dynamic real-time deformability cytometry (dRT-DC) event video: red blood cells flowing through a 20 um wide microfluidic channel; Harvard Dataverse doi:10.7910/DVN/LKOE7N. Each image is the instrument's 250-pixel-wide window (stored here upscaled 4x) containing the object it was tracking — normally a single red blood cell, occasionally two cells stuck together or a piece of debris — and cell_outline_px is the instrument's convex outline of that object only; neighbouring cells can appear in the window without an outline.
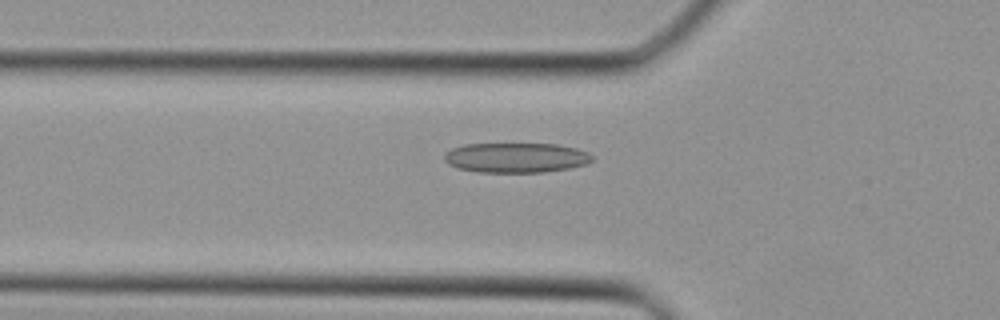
{"species": "Egyptian fruit bat (a non-hibernating species)", "species_latin": "Rousettus aegyptiacus", "temperature_condition": "cold", "stored_images_in_passage": 39, "camera_frame_rate_fps": 3000, "um_per_image_px": 0.085, "animal": {"sex": "female"}, "frame": {"image": 1, "passage_image": 13, "time_ms": 4.0, "image_size_px": [1000, 320], "cell_outline_px": [[592, 160], [584, 164], [572, 168], [544, 172], [476, 172], [456, 168], [448, 164], [444, 160], [444, 156], [452, 148], [464, 144], [556, 144], [576, 148], [588, 152], [592, 156]], "centroid_in_image_um": [43.84, 13.41], "position_along_channel_um": 82.0, "area_um2": 25.78}}
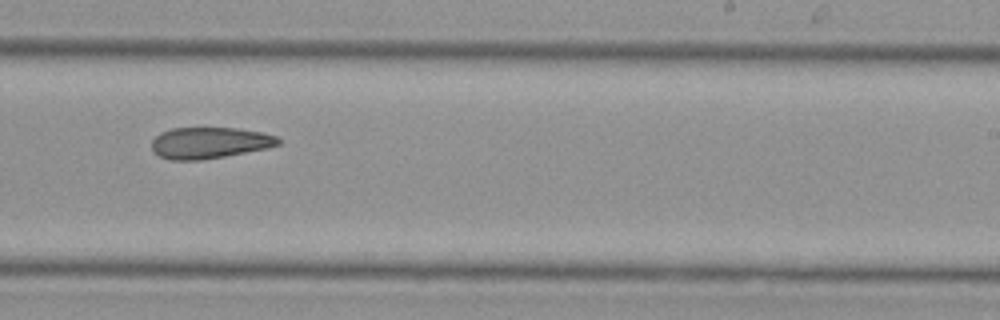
{"frame": {"image": 2, "passage_image": 24, "time_ms": 7.667, "image_size_px": [1000, 320], "cell_outline_px": [[280, 144], [268, 148], [224, 156], [200, 160], [168, 160], [152, 152], [152, 140], [160, 132], [172, 128], [240, 128], [264, 132], [276, 136], [280, 140]], "centroid_in_image_um": [17.8, 12.13], "position_along_channel_um": 271.2, "area_um2": 23.24}}
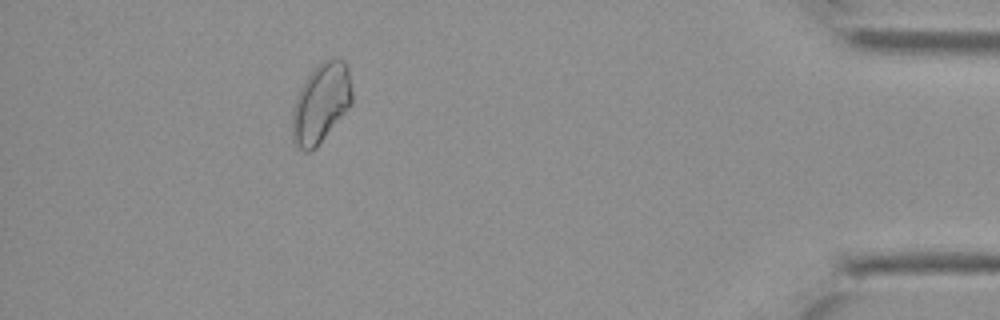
{"frame": {"image": 3, "passage_image": 35, "time_ms": 11.333, "image_size_px": [1000, 320], "cell_outline_px": [[352, 104], [316, 148], [308, 152], [304, 152], [292, 140], [292, 108], [296, 96], [300, 88], [308, 76], [324, 60], [332, 56], [336, 56], [344, 60], [348, 64], [352, 92]], "centroid_in_image_um": [27.29, 8.75], "position_along_channel_um": 407.9, "area_um2": 27.92}}